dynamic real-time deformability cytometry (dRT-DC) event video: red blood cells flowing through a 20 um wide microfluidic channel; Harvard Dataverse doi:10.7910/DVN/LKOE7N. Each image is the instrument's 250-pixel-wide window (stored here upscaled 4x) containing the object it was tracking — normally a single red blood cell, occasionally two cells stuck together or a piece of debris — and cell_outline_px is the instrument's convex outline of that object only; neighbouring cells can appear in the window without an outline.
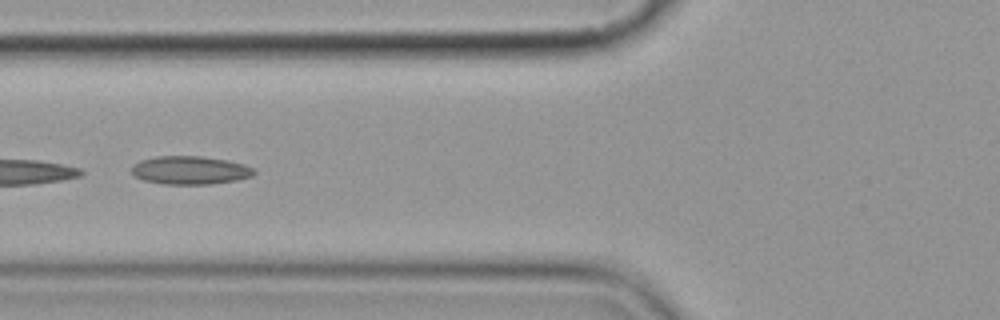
{"species": "common noctule bat (a hibernating species)", "species_latin": "Nyctalus noctula", "temperature_condition": "cold", "stored_images_in_passage": 6, "camera_frame_rate_fps": 3000, "um_per_image_px": 0.085, "animal": {"sex": "female", "body_mass_g": 19.9}, "frame": {"image": 1, "passage_image": 6, "time_ms": 6.0, "image_size_px": [1000, 320], "cell_outline_px": [[256, 172], [252, 176], [236, 180], [212, 184], [164, 184], [144, 180], [136, 176], [132, 172], [132, 168], [140, 160], [156, 156], [200, 156], [228, 160], [244, 164], [252, 168]], "centroid_in_image_um": [16.18, 14.46], "position_along_channel_um": 109.6, "area_um2": 20.06}}